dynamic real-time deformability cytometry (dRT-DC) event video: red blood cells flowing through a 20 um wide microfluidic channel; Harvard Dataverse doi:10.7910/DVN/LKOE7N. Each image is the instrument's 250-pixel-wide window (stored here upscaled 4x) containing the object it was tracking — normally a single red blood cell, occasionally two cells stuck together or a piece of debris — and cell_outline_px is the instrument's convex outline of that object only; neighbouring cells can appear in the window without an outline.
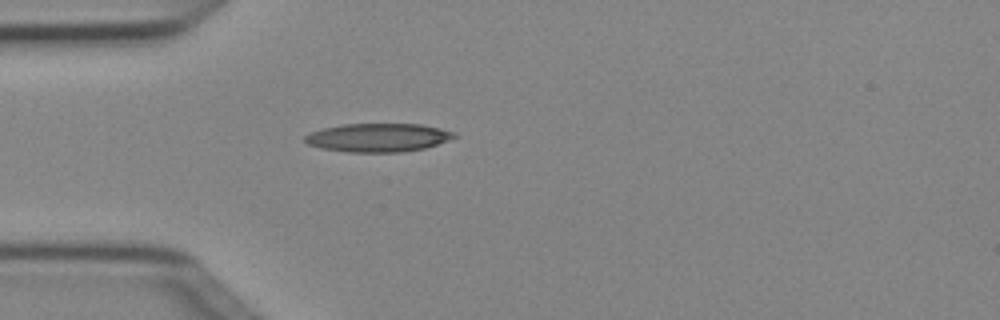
{"species": "Egyptian fruit bat (a non-hibernating species)", "species_latin": "Rousettus aegyptiacus", "temperature_condition": "cold", "stored_images_in_passage": 5, "camera_frame_rate_fps": 3000, "um_per_image_px": 0.085, "animal": {"sex": "female"}, "frame": {"image": 1, "passage_image": 5, "time_ms": 1.333, "image_size_px": [1000, 320], "cell_outline_px": [[456, 136], [448, 140], [424, 148], [400, 152], [348, 152], [320, 148], [308, 144], [304, 140], [304, 136], [308, 132], [324, 128], [344, 124], [420, 124], [440, 128], [456, 132]], "centroid_in_image_um": [32.1, 11.69], "position_along_channel_um": 52.9, "area_um2": 24.74}}